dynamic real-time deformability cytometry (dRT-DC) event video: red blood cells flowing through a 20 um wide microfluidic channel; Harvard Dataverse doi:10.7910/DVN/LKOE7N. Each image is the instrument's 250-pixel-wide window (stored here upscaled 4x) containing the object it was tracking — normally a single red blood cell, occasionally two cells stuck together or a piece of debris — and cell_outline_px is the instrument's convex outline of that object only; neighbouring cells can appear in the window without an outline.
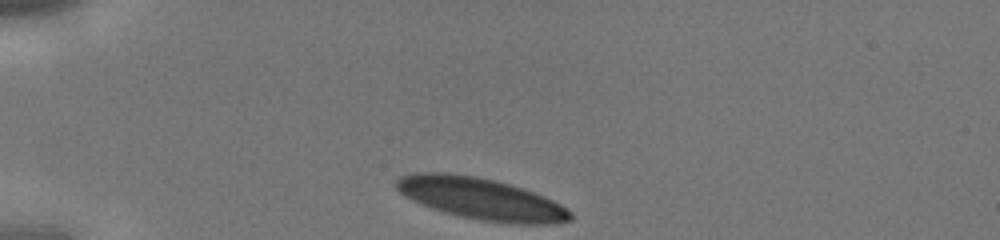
{"species": "human", "species_latin": "Homo sapiens", "temperature_condition": "cold", "stored_images_in_passage": 27, "camera_frame_rate_fps": 3000, "um_per_image_px": 0.085, "donor": {"sex": "male"}, "frame": {"image": 1, "passage_image": 1, "time_ms": 0.0, "image_size_px": [1000, 240], "cell_outline_px": [[572, 220], [552, 224], [516, 224], [484, 220], [444, 212], [432, 208], [412, 200], [404, 196], [396, 188], [396, 180], [400, 176], [416, 172], [444, 172], [472, 176], [492, 180], [508, 184], [544, 196], [560, 204], [572, 212]], "centroid_in_image_um": [40.88, 16.89], "position_along_channel_um": 44.1, "area_um2": 41.73}}
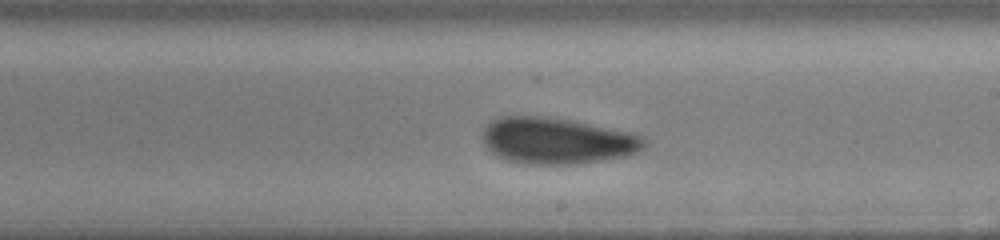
{"frame": {"image": 2, "passage_image": 16, "time_ms": 5.0, "image_size_px": [1000, 240], "cell_outline_px": [[648, 140], [644, 148], [636, 152], [624, 156], [576, 164], [524, 164], [508, 160], [496, 156], [484, 144], [480, 136], [484, 128], [492, 120], [500, 116], [540, 116], [572, 120], [632, 132], [644, 136]], "centroid_in_image_um": [47.34, 11.96], "position_along_channel_um": 241.7, "area_um2": 43.93}}
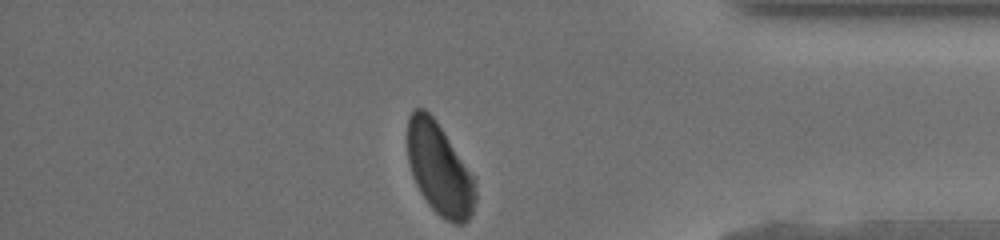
{"frame": {"image": 3, "passage_image": 27, "time_ms": 8.667, "image_size_px": [1000, 240], "cell_outline_px": [[476, 200], [472, 212], [468, 220], [464, 224], [456, 224], [440, 216], [428, 204], [420, 192], [416, 184], [408, 160], [408, 116], [412, 108], [424, 108], [436, 120], [476, 176]], "centroid_in_image_um": [37.39, 14.35], "position_along_channel_um": 397.8, "area_um2": 36.76}}